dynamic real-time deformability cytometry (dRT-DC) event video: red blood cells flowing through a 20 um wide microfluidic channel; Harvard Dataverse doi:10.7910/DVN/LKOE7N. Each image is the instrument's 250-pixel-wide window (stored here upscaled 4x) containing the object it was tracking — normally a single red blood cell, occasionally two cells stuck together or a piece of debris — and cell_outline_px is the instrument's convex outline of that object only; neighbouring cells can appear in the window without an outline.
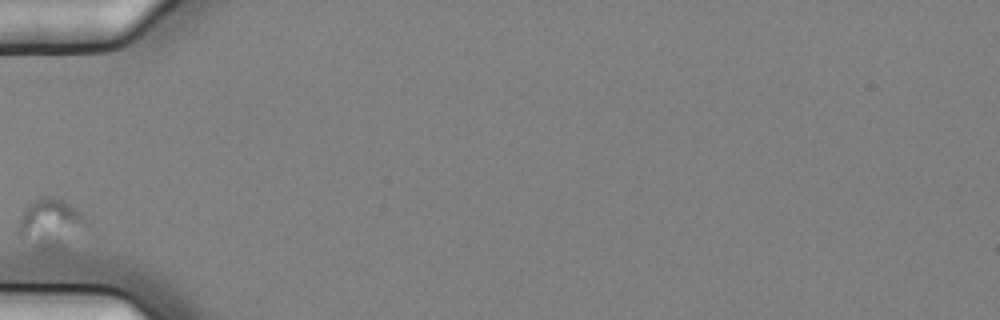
{"species": "common noctule bat (a hibernating species)", "species_latin": "Nyctalus noctula", "temperature_condition": "cold", "stored_images_in_passage": 5, "camera_frame_rate_fps": 3000, "um_per_image_px": 0.085, "animal": {"sex": "female", "body_mass_g": 25.1}, "frame": {"image": 1, "passage_image": 1, "time_ms": 0.0, "image_size_px": [1000, 320], "cell_outline_px": [[84, 220], [68, 252], [36, 252], [16, 232], [16, 228], [20, 216], [24, 208], [28, 204], [40, 196], [56, 196], [64, 200], [80, 212], [84, 216]], "centroid_in_image_um": [4.22, 19.09], "position_along_channel_um": 80.8, "area_um2": 20.58}}
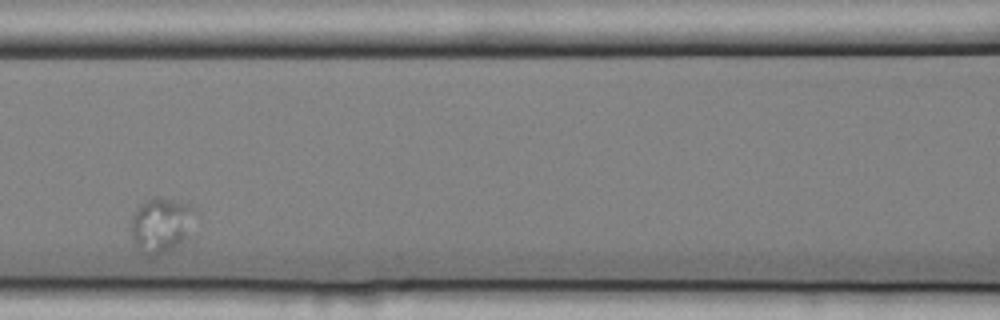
{"frame": {"image": 2, "passage_image": 3, "time_ms": 0.667, "image_size_px": [1000, 320], "cell_outline_px": [[192, 212], [184, 240], [172, 248], [164, 252], [152, 256], [148, 256], [136, 244], [132, 236], [132, 216], [136, 208], [144, 200], [152, 196], [156, 196], [188, 204], [192, 208]], "centroid_in_image_um": [13.6, 19.08], "position_along_channel_um": 153.0, "area_um2": 19.48}}
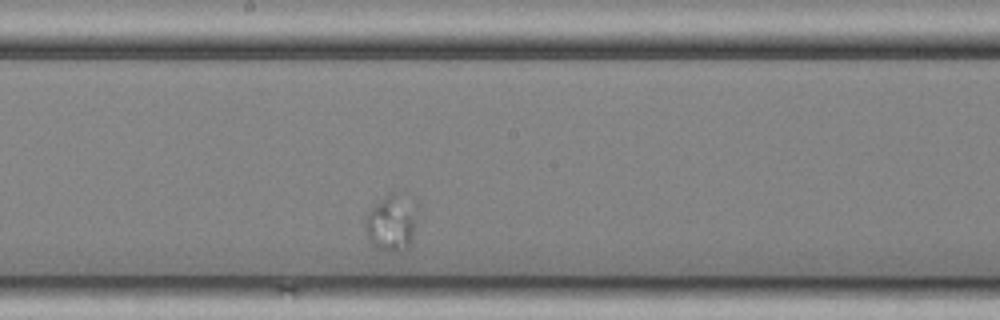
{"frame": {"image": 3, "passage_image": 5, "time_ms": 1.333, "image_size_px": [1000, 320], "cell_outline_px": [[416, 208], [412, 244], [408, 248], [396, 252], [384, 252], [372, 244], [368, 240], [364, 224], [368, 212], [384, 196], [392, 192]], "centroid_in_image_um": [33.23, 19.04], "position_along_channel_um": 215.0, "area_um2": 16.59}}